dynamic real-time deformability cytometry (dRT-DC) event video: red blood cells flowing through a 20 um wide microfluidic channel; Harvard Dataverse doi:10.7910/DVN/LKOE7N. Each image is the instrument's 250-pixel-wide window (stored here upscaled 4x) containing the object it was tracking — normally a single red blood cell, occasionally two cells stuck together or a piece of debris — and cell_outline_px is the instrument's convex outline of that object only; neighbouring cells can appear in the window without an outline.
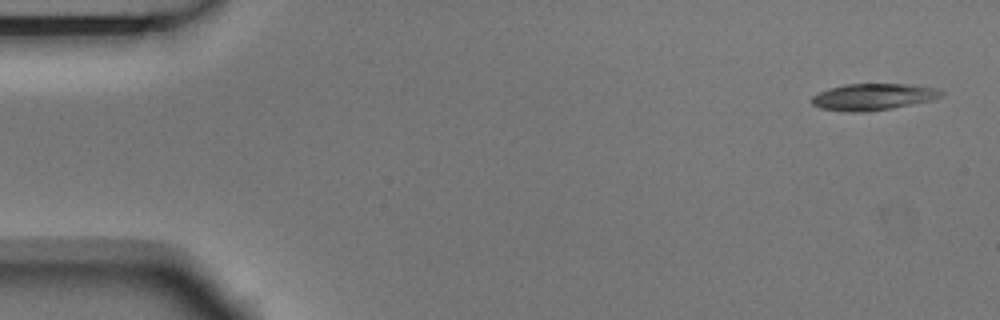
{"species": "Egyptian fruit bat (a non-hibernating species)", "species_latin": "Rousettus aegyptiacus", "temperature_condition": "room temperature", "stored_images_in_passage": 8, "camera_frame_rate_fps": 3000, "um_per_image_px": 0.085, "animal": {"sex": "male"}, "frame": {"image": 1, "passage_image": 1, "time_ms": 0.0, "image_size_px": [1000, 320], "cell_outline_px": [[944, 92], [940, 96], [932, 100], [892, 108], [860, 112], [848, 112], [820, 108], [812, 104], [812, 96], [828, 88], [844, 84], [908, 84], [936, 88]], "centroid_in_image_um": [74.19, 8.23], "position_along_channel_um": 10.8, "area_um2": 19.94}}
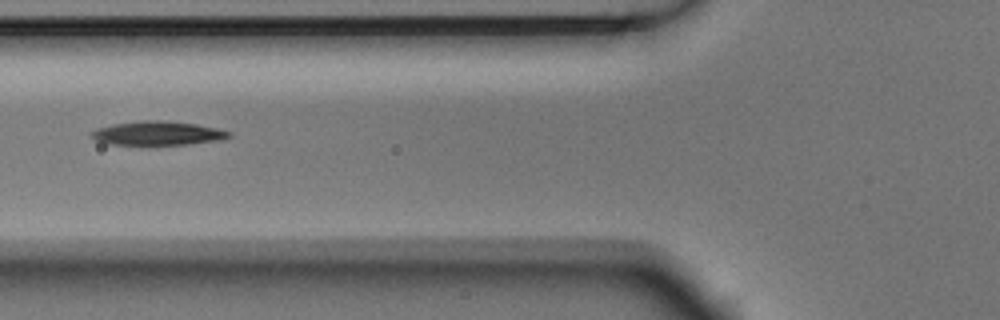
{"frame": {"image": 2, "passage_image": 6, "time_ms": 1.667, "image_size_px": [1000, 320], "cell_outline_px": [[232, 136], [224, 140], [188, 144], [148, 148], [108, 144], [96, 140], [88, 132], [96, 128], [112, 124], [144, 120], [160, 120], [196, 124], [216, 128], [232, 132]], "centroid_in_image_um": [13.37, 11.38], "position_along_channel_um": 112.4, "area_um2": 20.35}}
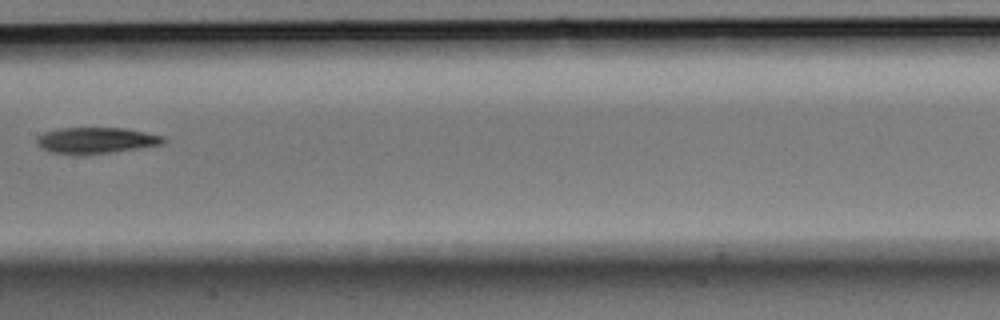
{"frame": {"image": 3, "passage_image": 8, "time_ms": 2.333, "image_size_px": [1000, 320], "cell_outline_px": [[168, 140], [164, 144], [112, 152], [80, 156], [52, 152], [40, 148], [36, 144], [36, 136], [44, 132], [60, 128], [124, 128], [164, 136]], "centroid_in_image_um": [8.13, 11.95], "position_along_channel_um": 199.3, "area_um2": 19.59}}